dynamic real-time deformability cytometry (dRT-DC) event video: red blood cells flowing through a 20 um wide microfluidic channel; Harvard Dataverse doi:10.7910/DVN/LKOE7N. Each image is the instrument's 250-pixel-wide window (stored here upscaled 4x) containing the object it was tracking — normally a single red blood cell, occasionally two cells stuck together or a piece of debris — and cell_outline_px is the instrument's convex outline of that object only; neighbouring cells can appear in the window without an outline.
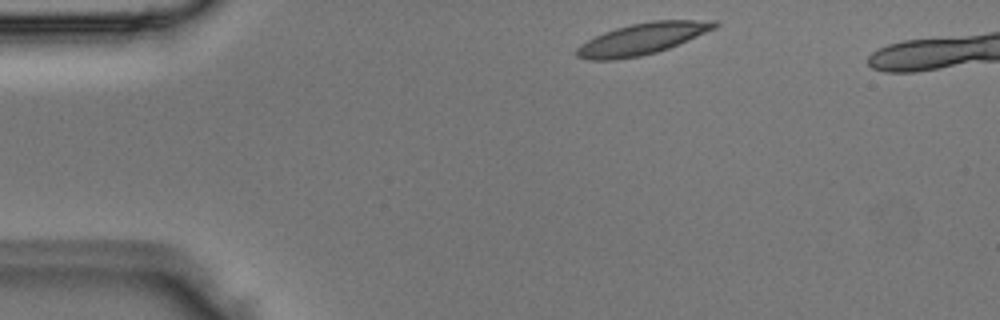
{"species": "Egyptian fruit bat (a non-hibernating species)", "species_latin": "Rousettus aegyptiacus", "temperature_condition": "room temperature", "stored_images_in_passage": 2, "camera_frame_rate_fps": 3000, "um_per_image_px": 0.085, "animal": {"sex": "male"}, "frame": {"image": 1, "passage_image": 1, "time_ms": 0.0, "image_size_px": [1000, 320], "cell_outline_px": [[720, 24], [716, 28], [668, 48], [656, 52], [640, 56], [616, 60], [588, 60], [576, 56], [576, 48], [580, 44], [604, 32], [616, 28], [632, 24], [652, 20], [716, 20]], "centroid_in_image_um": [54.58, 3.3], "position_along_channel_um": 30.4, "area_um2": 25.14}}